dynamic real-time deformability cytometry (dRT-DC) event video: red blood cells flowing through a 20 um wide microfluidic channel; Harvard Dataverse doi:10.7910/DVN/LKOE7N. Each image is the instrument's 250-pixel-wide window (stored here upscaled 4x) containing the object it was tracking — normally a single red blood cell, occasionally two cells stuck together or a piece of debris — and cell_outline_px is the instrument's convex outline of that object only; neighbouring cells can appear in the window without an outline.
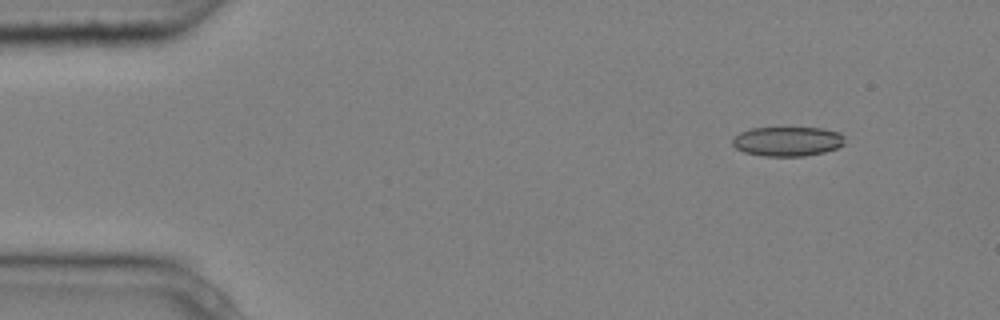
{"species": "common noctule bat (a hibernating species)", "species_latin": "Nyctalus noctula", "temperature_condition": "cold", "stored_images_in_passage": 6, "camera_frame_rate_fps": 3000, "um_per_image_px": 0.085, "animal": {"sex": "male", "body_mass_g": 20.4}, "frame": {"image": 1, "passage_image": 1, "time_ms": 0.0, "image_size_px": [1000, 320], "cell_outline_px": [[844, 144], [836, 148], [824, 152], [804, 156], [764, 156], [744, 152], [736, 148], [732, 144], [732, 136], [748, 128], [824, 128], [840, 132], [844, 136]], "centroid_in_image_um": [66.92, 12.01], "position_along_channel_um": 18.1, "area_um2": 19.48}}
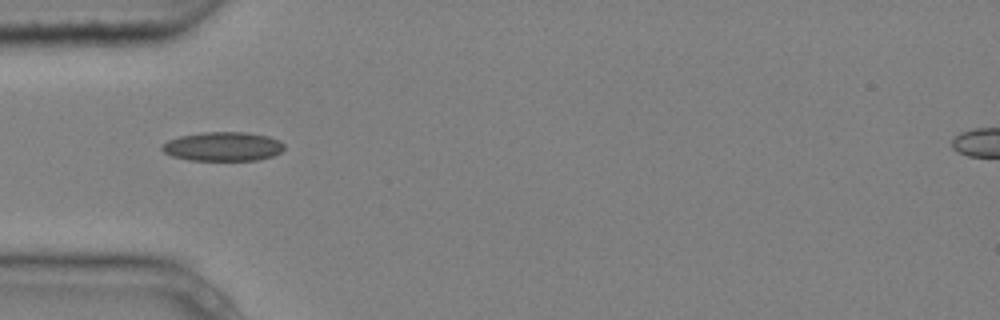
{"frame": {"image": 2, "passage_image": 4, "time_ms": 1.0, "image_size_px": [1000, 320], "cell_outline_px": [[284, 148], [280, 152], [272, 156], [256, 160], [188, 160], [172, 156], [164, 152], [160, 148], [168, 140], [180, 136], [204, 132], [248, 132], [268, 136], [280, 140], [284, 144]], "centroid_in_image_um": [18.96, 12.45], "position_along_channel_um": 66.0, "area_um2": 20.69}}
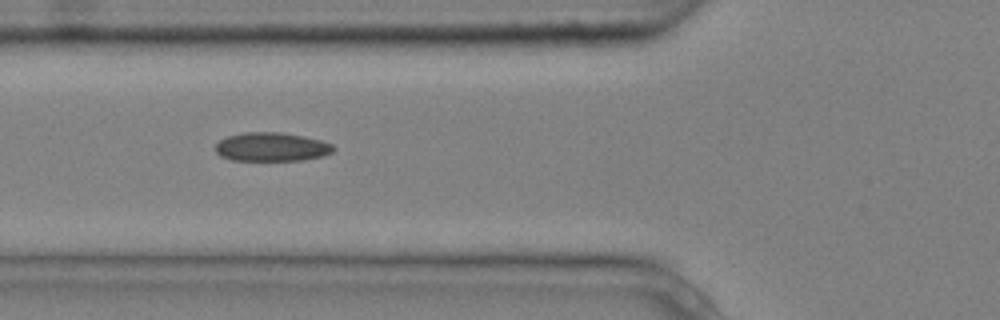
{"frame": {"image": 3, "passage_image": 5, "time_ms": 1.333, "image_size_px": [1000, 320], "cell_outline_px": [[336, 148], [332, 152], [324, 156], [304, 160], [232, 160], [220, 156], [216, 152], [216, 144], [220, 140], [228, 136], [244, 132], [280, 132], [304, 136], [320, 140], [332, 144]], "centroid_in_image_um": [23.11, 12.49], "position_along_channel_um": 102.7, "area_um2": 19.83}}